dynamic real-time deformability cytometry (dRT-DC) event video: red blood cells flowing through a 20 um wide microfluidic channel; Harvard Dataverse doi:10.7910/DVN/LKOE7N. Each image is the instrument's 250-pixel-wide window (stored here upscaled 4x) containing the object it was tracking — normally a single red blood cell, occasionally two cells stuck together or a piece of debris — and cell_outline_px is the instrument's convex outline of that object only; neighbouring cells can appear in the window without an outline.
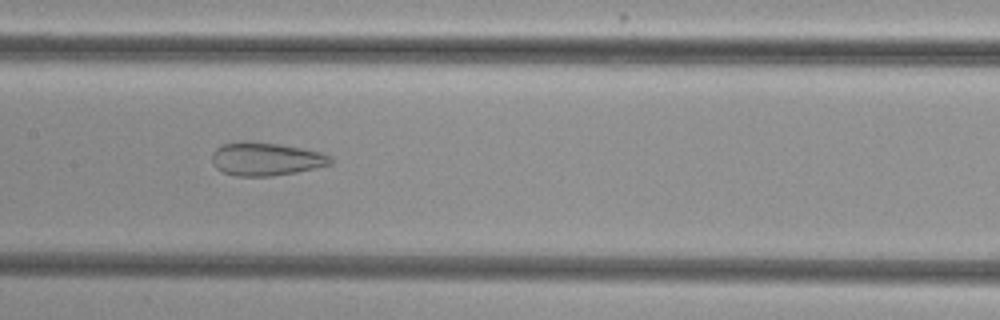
{"species": "common noctule bat (a hibernating species)", "species_latin": "Nyctalus noctula", "temperature_condition": "cold", "stored_images_in_passage": 53, "camera_frame_rate_fps": 3000, "um_per_image_px": 0.085, "animal": {"sex": "female", "body_mass_g": 29.2, "forearm_length_mm": 56.3}, "frame": {"image": 1, "passage_image": 26, "time_ms": 8.333, "image_size_px": [1000, 320], "cell_outline_px": [[332, 164], [296, 172], [272, 176], [236, 176], [224, 172], [216, 168], [212, 160], [212, 152], [216, 148], [224, 144], [240, 140], [244, 140], [280, 144], [320, 152], [328, 156], [332, 160]], "centroid_in_image_um": [22.56, 13.5], "position_along_channel_um": 184.8, "area_um2": 22.89}}
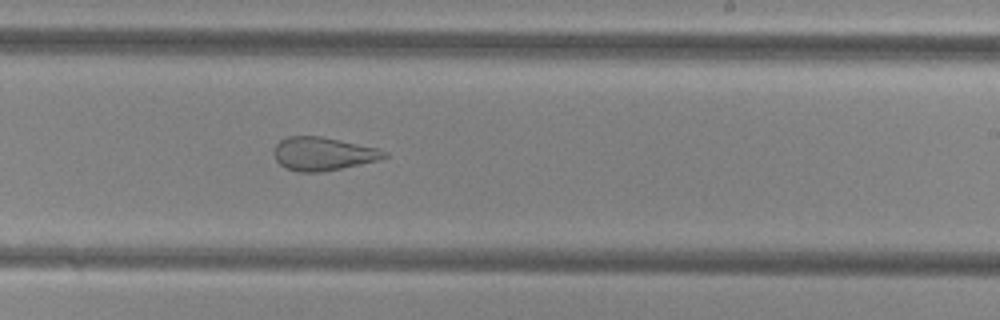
{"frame": {"image": 2, "passage_image": 32, "time_ms": 10.333, "image_size_px": [1000, 320], "cell_outline_px": [[388, 156], [376, 160], [360, 164], [320, 172], [300, 172], [288, 168], [280, 164], [276, 160], [272, 152], [272, 148], [280, 140], [288, 136], [320, 136], [340, 140], [376, 148], [388, 152]], "centroid_in_image_um": [27.4, 13.06], "position_along_channel_um": 261.6, "area_um2": 21.21}}
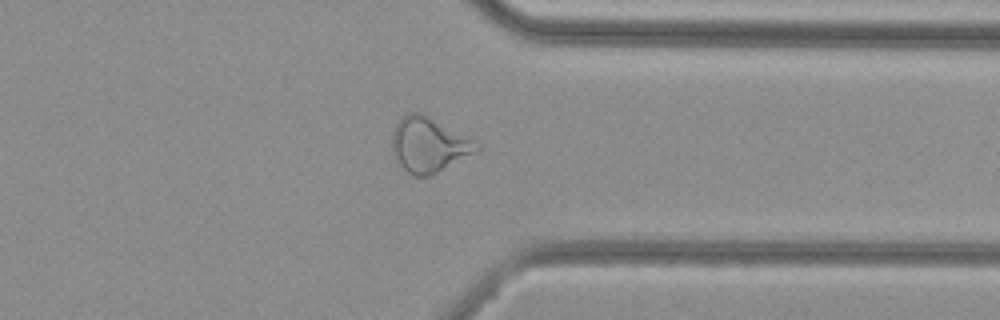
{"frame": {"image": 3, "passage_image": 41, "time_ms": 13.333, "image_size_px": [1000, 320], "cell_outline_px": [[480, 148], [436, 172], [428, 176], [412, 176], [400, 164], [392, 148], [392, 132], [396, 124], [408, 112], [420, 112], [480, 144]], "centroid_in_image_um": [36.39, 12.29], "position_along_channel_um": 375.0, "area_um2": 25.89}, "authors_computed_cell_mechanics": {"area_um2": 29.7092, "velocity_mm_per_s": 3.8505, "shape_relaxation_time_tau1_ms": null, "shape_relaxation_time_tau2_ms": 1.9536, "deformation_change_tau1": null, "deformation_change_tau2": 0.1054}}